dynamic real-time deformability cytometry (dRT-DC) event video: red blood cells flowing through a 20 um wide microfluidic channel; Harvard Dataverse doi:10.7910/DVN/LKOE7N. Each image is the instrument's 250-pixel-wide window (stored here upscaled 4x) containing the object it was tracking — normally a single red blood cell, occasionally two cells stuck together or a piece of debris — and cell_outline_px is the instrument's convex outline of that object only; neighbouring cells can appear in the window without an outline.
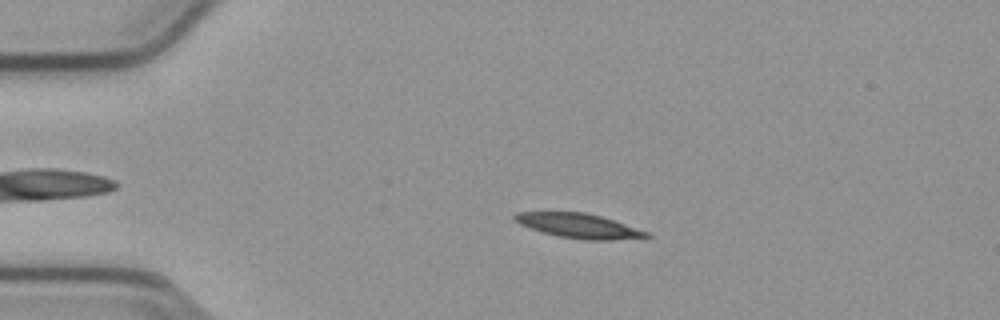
{"species": "common noctule bat (a hibernating species)", "species_latin": "Nyctalus noctula", "temperature_condition": "cold", "stored_images_in_passage": 47, "camera_frame_rate_fps": 3000, "um_per_image_px": 0.085, "animal": {"sex": "male", "body_mass_g": 23.1, "forearm_length_mm": 52.7}, "frame": {"image": 1, "passage_image": 12, "time_ms": 3.667, "image_size_px": [1000, 320], "cell_outline_px": [[652, 236], [612, 240], [584, 240], [560, 236], [544, 232], [520, 224], [512, 216], [516, 212], [584, 212], [600, 216], [648, 232]], "centroid_in_image_um": [49.18, 19.19], "position_along_channel_um": 35.8, "area_um2": 18.38}}
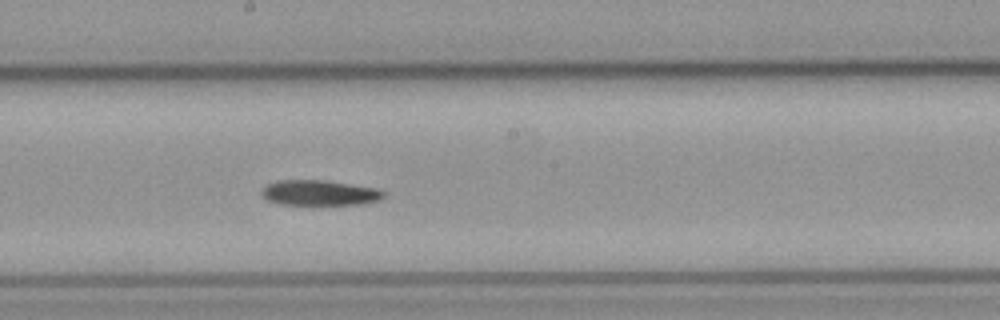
{"frame": {"image": 2, "passage_image": 30, "time_ms": 9.667, "image_size_px": [1000, 320], "cell_outline_px": [[388, 196], [380, 200], [364, 204], [312, 208], [280, 204], [268, 200], [260, 196], [260, 188], [276, 180], [324, 180], [380, 188], [388, 192]], "centroid_in_image_um": [27.21, 16.45], "position_along_channel_um": 221.0, "area_um2": 19.65}}
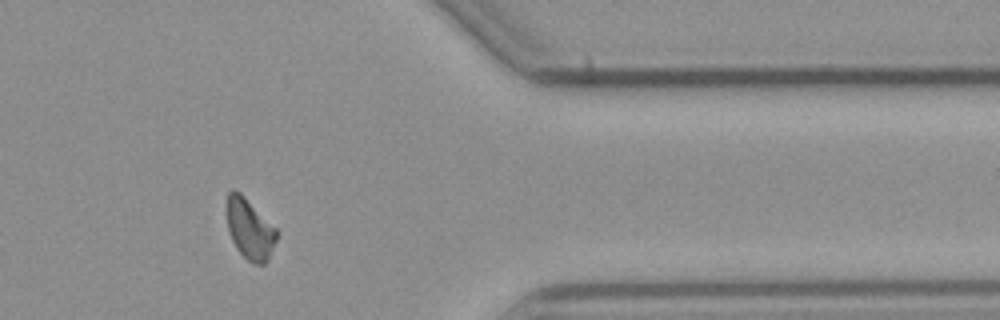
{"frame": {"image": 3, "passage_image": 45, "time_ms": 14.667, "image_size_px": [1000, 320], "cell_outline_px": [[280, 232], [268, 260], [264, 264], [256, 264], [248, 260], [236, 248], [228, 232], [224, 212], [224, 204], [228, 192], [232, 188], [236, 188]], "centroid_in_image_um": [21.18, 19.41], "position_along_channel_um": 390.2, "area_um2": 18.21}, "authors_computed_cell_mechanics": {"area_um2": 18.7272, "velocity_mm_per_s": 3.7884, "shape_relaxation_time_tau1_ms": 6.5282, "shape_relaxation_time_tau2_ms": null, "deformation_change_tau1": 0.19, "deformation_change_tau2": null}}